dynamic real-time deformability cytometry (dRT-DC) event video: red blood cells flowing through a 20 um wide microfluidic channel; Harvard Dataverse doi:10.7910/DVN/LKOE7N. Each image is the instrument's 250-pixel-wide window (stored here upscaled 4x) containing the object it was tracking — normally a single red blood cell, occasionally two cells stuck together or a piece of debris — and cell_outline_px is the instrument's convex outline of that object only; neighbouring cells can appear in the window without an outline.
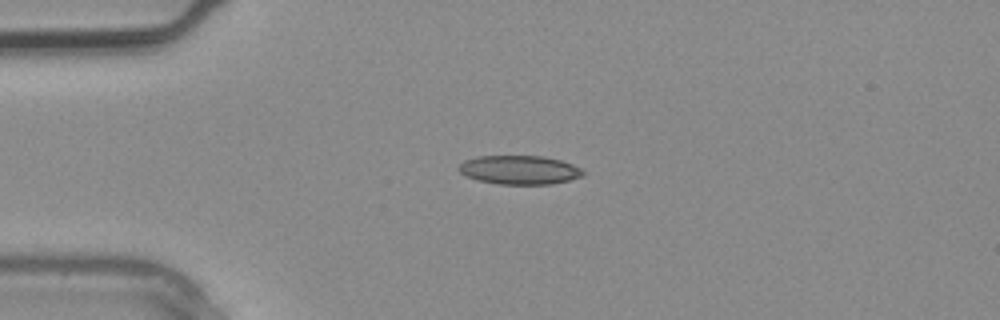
{"species": "common noctule bat (a hibernating species)", "species_latin": "Nyctalus noctula", "temperature_condition": "warm", "stored_images_in_passage": 2, "camera_frame_rate_fps": 3000, "um_per_image_px": 0.085, "animal": {"sex": "male", "body_mass_g": 20.4}, "frame": {"image": 1, "passage_image": 2, "time_ms": 0.333, "image_size_px": [1000, 320], "cell_outline_px": [[584, 176], [552, 184], [500, 184], [476, 180], [460, 172], [456, 168], [464, 160], [476, 156], [544, 156], [560, 160], [572, 164], [580, 168], [584, 172]], "centroid_in_image_um": [44.14, 14.44], "position_along_channel_um": 40.9, "area_um2": 20.92}}